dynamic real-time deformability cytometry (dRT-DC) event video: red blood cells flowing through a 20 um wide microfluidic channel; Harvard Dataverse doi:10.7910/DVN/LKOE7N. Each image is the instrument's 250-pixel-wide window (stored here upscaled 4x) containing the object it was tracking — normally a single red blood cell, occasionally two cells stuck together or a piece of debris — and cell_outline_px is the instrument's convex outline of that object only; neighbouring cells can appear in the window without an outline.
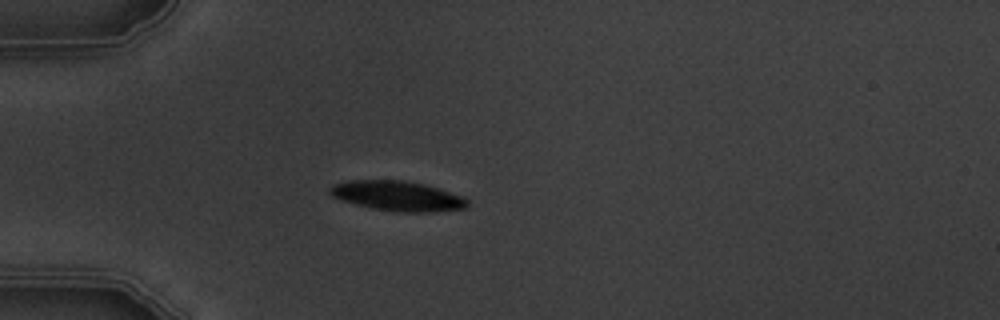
{"species": "common noctule bat (a hibernating species)", "species_latin": "Nyctalus noctula", "temperature_condition": "warm", "stored_images_in_passage": 2, "camera_frame_rate_fps": 3000, "um_per_image_px": 0.085, "animal": {"sex": "male", "body_mass_g": 19.5, "forearm_length_mm": 54.6}, "frame": {"image": 1, "passage_image": 1, "time_ms": 0.0, "image_size_px": [1000, 320], "cell_outline_px": [[468, 208], [436, 212], [396, 212], [372, 208], [356, 204], [332, 196], [328, 192], [328, 188], [332, 184], [348, 180], [404, 180], [424, 184], [464, 196], [468, 200]], "centroid_in_image_um": [33.81, 16.66], "position_along_channel_um": 51.2, "area_um2": 24.16}}